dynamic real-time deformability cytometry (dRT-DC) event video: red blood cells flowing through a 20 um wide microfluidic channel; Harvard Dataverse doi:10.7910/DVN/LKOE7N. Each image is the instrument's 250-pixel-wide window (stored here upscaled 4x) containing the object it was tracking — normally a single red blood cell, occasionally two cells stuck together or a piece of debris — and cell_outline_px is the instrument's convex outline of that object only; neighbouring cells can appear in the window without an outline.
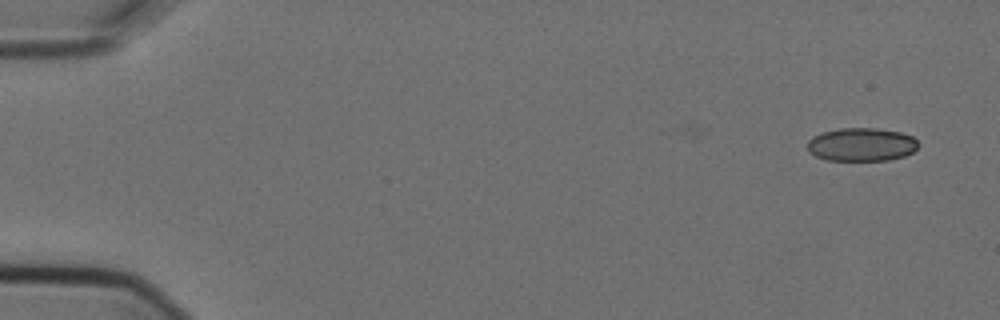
{"species": "Egyptian fruit bat (a non-hibernating species)", "species_latin": "Rousettus aegyptiacus", "temperature_condition": "cold", "stored_images_in_passage": 6, "camera_frame_rate_fps": 3000, "um_per_image_px": 0.085, "animal": {"sex": "female"}, "frame": {"image": 1, "passage_image": 1, "time_ms": 0.0, "image_size_px": [1000, 320], "cell_outline_px": [[920, 144], [912, 152], [904, 156], [888, 160], [828, 160], [816, 156], [808, 152], [808, 140], [812, 136], [820, 132], [840, 128], [876, 128], [900, 132], [912, 136]], "centroid_in_image_um": [73.21, 12.27], "position_along_channel_um": 11.8, "area_um2": 21.62}}